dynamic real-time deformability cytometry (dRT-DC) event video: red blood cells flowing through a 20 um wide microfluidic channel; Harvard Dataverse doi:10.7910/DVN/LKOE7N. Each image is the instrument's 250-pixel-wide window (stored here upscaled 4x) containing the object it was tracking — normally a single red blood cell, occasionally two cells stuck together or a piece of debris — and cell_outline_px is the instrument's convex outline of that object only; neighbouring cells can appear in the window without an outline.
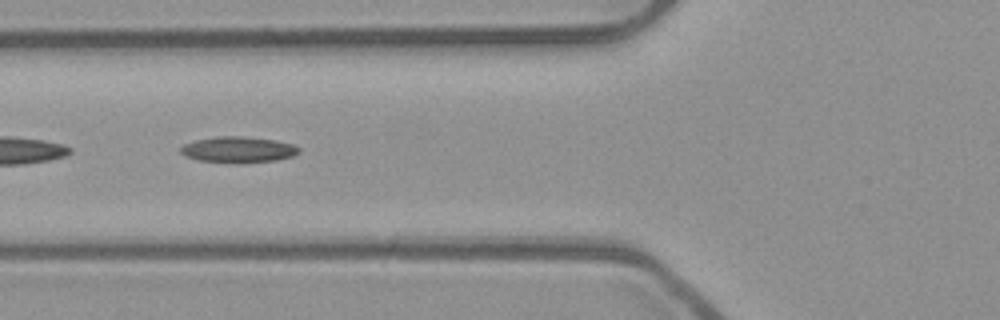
{"species": "common noctule bat (a hibernating species)", "species_latin": "Nyctalus noctula", "temperature_condition": "room temperature", "stored_images_in_passage": 22, "camera_frame_rate_fps": 3000, "um_per_image_px": 0.085, "animal": {"sex": "male", "body_mass_g": 23.1, "forearm_length_mm": 52.7}, "frame": {"image": 1, "passage_image": 19, "time_ms": 6.0, "image_size_px": [1000, 320], "cell_outline_px": [[300, 152], [292, 156], [276, 160], [196, 160], [184, 156], [180, 152], [180, 148], [184, 144], [196, 140], [216, 136], [240, 136], [276, 140], [292, 144], [300, 148]], "centroid_in_image_um": [20.23, 12.66], "position_along_channel_um": 105.6, "area_um2": 16.99}}